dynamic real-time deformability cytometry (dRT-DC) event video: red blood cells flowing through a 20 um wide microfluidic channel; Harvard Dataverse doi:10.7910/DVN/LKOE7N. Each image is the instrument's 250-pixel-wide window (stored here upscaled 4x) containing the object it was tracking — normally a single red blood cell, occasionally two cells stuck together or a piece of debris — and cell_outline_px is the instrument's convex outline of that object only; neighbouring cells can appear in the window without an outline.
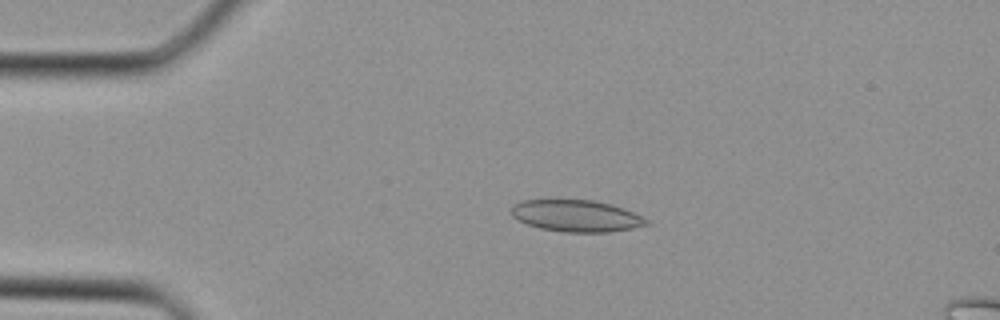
{"species": "Egyptian fruit bat (a non-hibernating species)", "species_latin": "Rousettus aegyptiacus", "temperature_condition": "cold", "stored_images_in_passage": 31, "camera_frame_rate_fps": 3000, "um_per_image_px": 0.085, "animal": {"sex": "female"}, "frame": {"image": 1, "passage_image": 3, "time_ms": 0.667, "image_size_px": [1000, 320], "cell_outline_px": [[648, 224], [632, 228], [608, 232], [564, 232], [540, 228], [528, 224], [512, 216], [512, 204], [524, 200], [592, 200], [612, 204], [624, 208], [648, 220]], "centroid_in_image_um": [48.98, 18.34], "position_along_channel_um": 36.0, "area_um2": 24.74}}
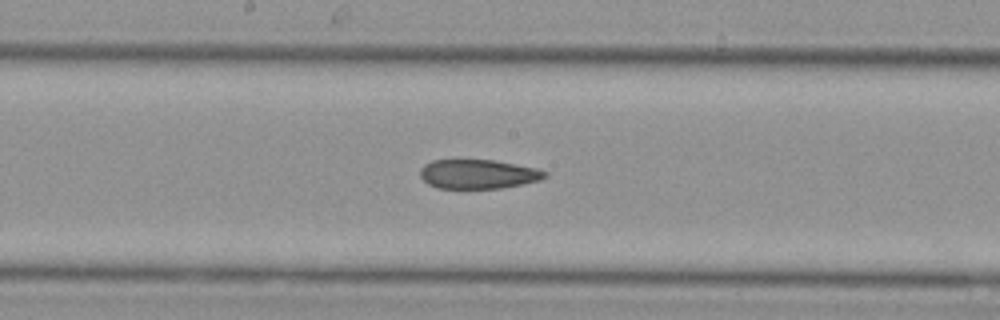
{"frame": {"image": 2, "passage_image": 14, "time_ms": 4.333, "image_size_px": [1000, 320], "cell_outline_px": [[548, 176], [540, 180], [500, 188], [436, 188], [428, 184], [420, 176], [420, 168], [424, 164], [432, 160], [496, 160], [536, 168], [548, 172]], "centroid_in_image_um": [40.63, 14.79], "position_along_channel_um": 207.6, "area_um2": 21.27}}
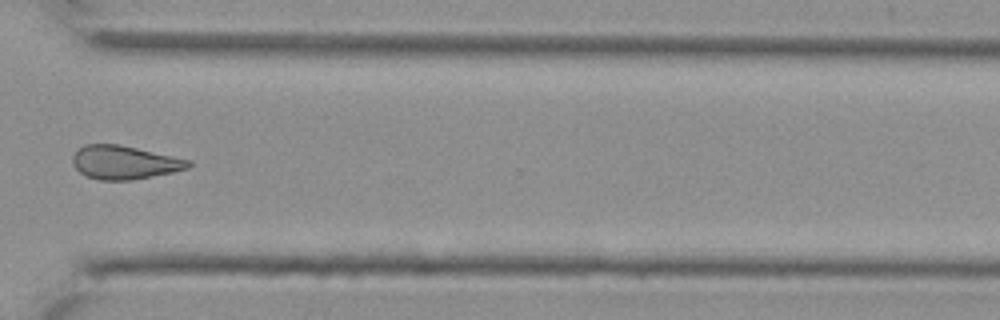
{"frame": {"image": 3, "passage_image": 22, "time_ms": 7.0, "image_size_px": [1000, 320], "cell_outline_px": [[192, 164], [188, 168], [172, 172], [132, 180], [100, 180], [84, 176], [72, 164], [72, 156], [84, 144], [120, 144], [192, 160]], "centroid_in_image_um": [10.57, 13.8], "position_along_channel_um": 360.0, "area_um2": 22.72}}